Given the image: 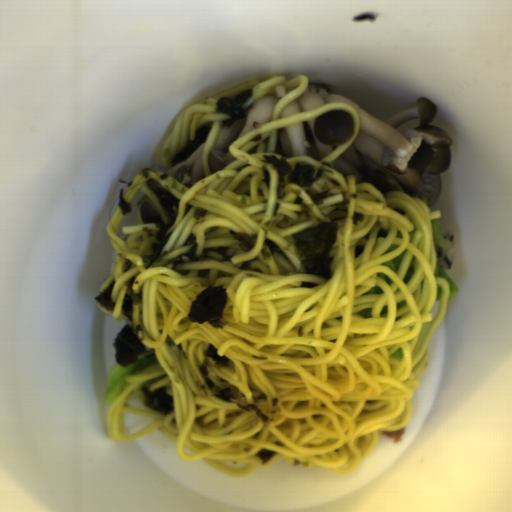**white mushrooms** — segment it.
I'll list each match as a JSON object with an SVG mask.
<instances>
[{"label": "white mushrooms", "instance_id": "white-mushrooms-4", "mask_svg": "<svg viewBox=\"0 0 512 512\" xmlns=\"http://www.w3.org/2000/svg\"><path fill=\"white\" fill-rule=\"evenodd\" d=\"M204 146L205 141L186 161L175 167L172 166L164 173L170 175L189 190L198 180L206 178L203 164Z\"/></svg>", "mask_w": 512, "mask_h": 512}, {"label": "white mushrooms", "instance_id": "white-mushrooms-3", "mask_svg": "<svg viewBox=\"0 0 512 512\" xmlns=\"http://www.w3.org/2000/svg\"><path fill=\"white\" fill-rule=\"evenodd\" d=\"M285 93L286 89L282 85L273 88L253 103L243 120L235 121L229 128L220 129L208 158L212 173L223 169L236 159L229 152L235 140L271 121L274 105L283 98Z\"/></svg>", "mask_w": 512, "mask_h": 512}, {"label": "white mushrooms", "instance_id": "white-mushrooms-1", "mask_svg": "<svg viewBox=\"0 0 512 512\" xmlns=\"http://www.w3.org/2000/svg\"><path fill=\"white\" fill-rule=\"evenodd\" d=\"M335 102L347 103L356 112L360 130L330 164L332 168L345 178L354 175L357 184L368 183L382 194L403 192L428 207L440 199V174L451 165L453 140L442 127L431 124L437 113L434 101L419 97L414 107L380 120L328 84L308 81L280 118Z\"/></svg>", "mask_w": 512, "mask_h": 512}, {"label": "white mushrooms", "instance_id": "white-mushrooms-2", "mask_svg": "<svg viewBox=\"0 0 512 512\" xmlns=\"http://www.w3.org/2000/svg\"><path fill=\"white\" fill-rule=\"evenodd\" d=\"M354 128L353 115L347 110L328 111L277 131L274 154L321 161L349 141Z\"/></svg>", "mask_w": 512, "mask_h": 512}]
</instances>
